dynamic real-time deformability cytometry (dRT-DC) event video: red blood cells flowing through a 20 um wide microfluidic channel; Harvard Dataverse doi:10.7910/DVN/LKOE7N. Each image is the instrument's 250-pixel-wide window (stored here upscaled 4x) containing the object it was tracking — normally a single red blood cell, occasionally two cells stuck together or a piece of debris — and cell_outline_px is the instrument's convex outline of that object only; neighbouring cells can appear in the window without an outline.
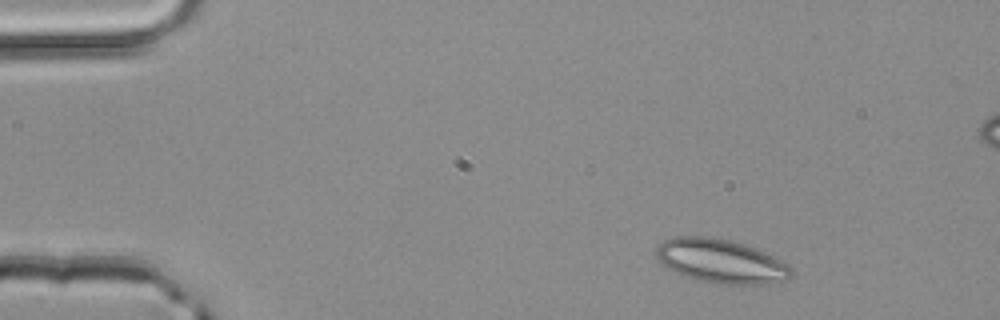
{"species": "common noctule bat (a hibernating species)", "species_latin": "Nyctalus noctula", "temperature_condition": "room temperature", "stored_images_in_passage": 46, "segment_of_instrument_passage": [1, 2], "camera_frame_rate_fps": 3000, "um_per_image_px": 0.085, "animal": {"sex": "male", "body_mass_g": 20.4}, "frame": {"image": 1, "passage_image": 2, "time_ms": 0.333, "image_size_px": [1000, 320], "cell_outline_px": [[792, 276], [788, 280], [768, 284], [712, 284], [696, 280], [676, 272], [668, 268], [656, 256], [656, 252], [660, 244], [664, 240], [672, 236], [708, 236], [728, 240], [744, 244], [764, 252], [788, 264], [792, 268]], "centroid_in_image_um": [61.3, 22.21], "position_along_channel_um": 23.7, "area_um2": 34.56}}
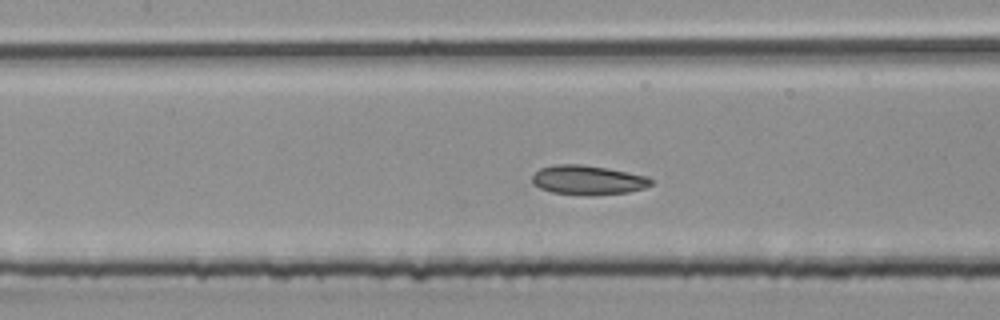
{"frame": {"image": 2, "passage_image": 18, "time_ms": 5.667, "image_size_px": [1000, 320], "cell_outline_px": [[652, 184], [644, 188], [628, 192], [588, 196], [552, 192], [540, 188], [532, 184], [532, 176], [540, 168], [552, 164], [580, 164], [608, 168], [648, 176], [652, 180]], "centroid_in_image_um": [49.96, 15.3], "position_along_channel_um": 157.4, "area_um2": 20.52}}
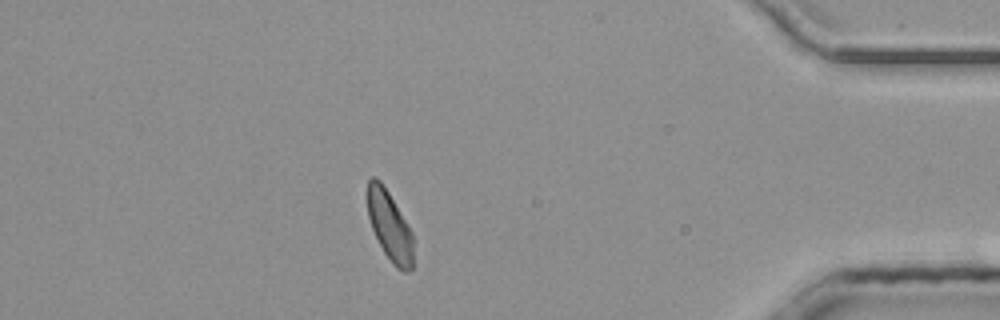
{"frame": {"image": 3, "passage_image": 39, "time_ms": 12.667, "image_size_px": [1000, 320], "cell_outline_px": [[412, 268], [408, 272], [404, 272], [396, 268], [392, 264], [384, 252], [372, 228], [368, 216], [364, 196], [364, 192], [368, 180], [372, 176], [376, 176], [380, 180], [388, 192], [408, 224], [412, 232]], "centroid_in_image_um": [33.06, 19.13], "position_along_channel_um": 402.1, "area_um2": 18.9}}